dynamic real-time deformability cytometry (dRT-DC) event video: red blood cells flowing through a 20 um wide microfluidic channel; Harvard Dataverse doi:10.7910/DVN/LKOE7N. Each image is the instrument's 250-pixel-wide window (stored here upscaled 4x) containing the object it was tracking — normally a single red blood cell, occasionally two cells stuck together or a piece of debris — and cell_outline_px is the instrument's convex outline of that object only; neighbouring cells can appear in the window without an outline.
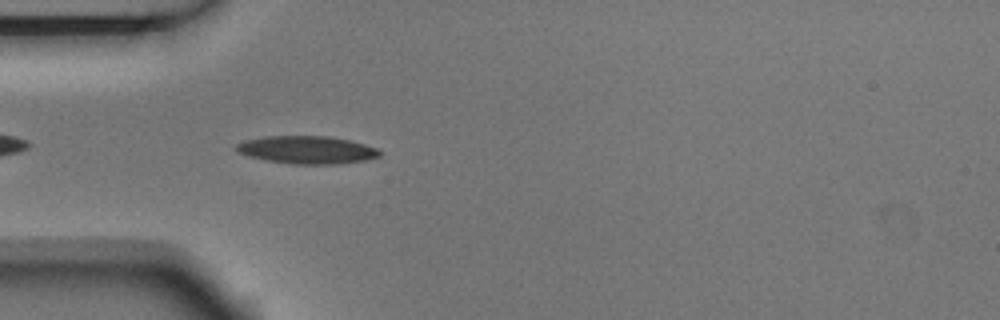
{"species": "Egyptian fruit bat (a non-hibernating species)", "species_latin": "Rousettus aegyptiacus", "temperature_condition": "room temperature", "stored_images_in_passage": 4, "camera_frame_rate_fps": 3000, "um_per_image_px": 0.085, "animal": {"sex": "male"}, "frame": {"image": 1, "passage_image": 4, "time_ms": 1.0, "image_size_px": [1000, 320], "cell_outline_px": [[380, 156], [364, 160], [336, 164], [292, 164], [268, 160], [248, 156], [236, 152], [236, 144], [244, 140], [264, 136], [328, 136], [352, 140], [376, 148], [380, 152]], "centroid_in_image_um": [26.06, 12.73], "position_along_channel_um": 58.9, "area_um2": 23.18}}